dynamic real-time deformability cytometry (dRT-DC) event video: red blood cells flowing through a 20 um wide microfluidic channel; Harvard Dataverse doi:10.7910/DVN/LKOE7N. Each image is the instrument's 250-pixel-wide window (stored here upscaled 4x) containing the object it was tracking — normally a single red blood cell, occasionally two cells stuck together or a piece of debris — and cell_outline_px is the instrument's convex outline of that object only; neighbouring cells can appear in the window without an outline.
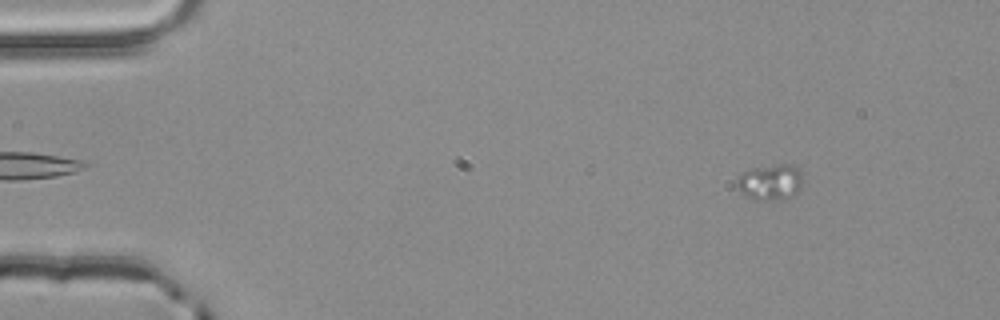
{"species": "common noctule bat (a hibernating species)", "species_latin": "Nyctalus noctula", "temperature_condition": "room temperature", "stored_images_in_passage": 3, "segment_of_instrument_passage": [1, 2], "camera_frame_rate_fps": 3000, "um_per_image_px": 0.085, "animal": {"sex": "male", "body_mass_g": 20.4}, "frame": {"image": 1, "passage_image": 1, "time_ms": 0.0, "image_size_px": [1000, 320], "cell_outline_px": [[804, 180], [796, 196], [784, 200], [756, 200], [744, 196], [740, 192], [736, 184], [736, 180], [744, 172], [752, 168], [780, 164], [792, 164], [800, 172]], "centroid_in_image_um": [65.51, 15.52], "position_along_channel_um": 19.5, "area_um2": 14.1}}